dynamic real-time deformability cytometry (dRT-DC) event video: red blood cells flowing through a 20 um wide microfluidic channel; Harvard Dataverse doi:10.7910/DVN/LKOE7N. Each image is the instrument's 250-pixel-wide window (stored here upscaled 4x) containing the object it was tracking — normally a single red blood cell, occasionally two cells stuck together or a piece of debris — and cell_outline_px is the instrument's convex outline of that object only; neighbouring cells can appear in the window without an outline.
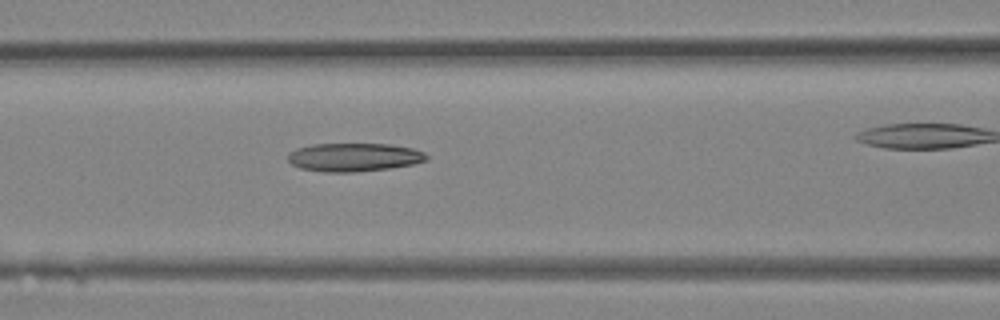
{"species": "Egyptian fruit bat (a non-hibernating species)", "species_latin": "Rousettus aegyptiacus", "temperature_condition": "room temperature", "stored_images_in_passage": 16, "camera_frame_rate_fps": 3000, "um_per_image_px": 0.085, "animal": {"sex": "female"}, "frame": {"image": 1, "passage_image": 7, "time_ms": 2.0, "image_size_px": [1000, 320], "cell_outline_px": [[428, 160], [412, 164], [388, 168], [352, 172], [324, 172], [300, 168], [292, 164], [288, 160], [288, 152], [296, 148], [312, 144], [388, 144], [412, 148], [424, 152], [428, 156]], "centroid_in_image_um": [30.06, 13.36], "position_along_channel_um": 136.5, "area_um2": 22.89}}
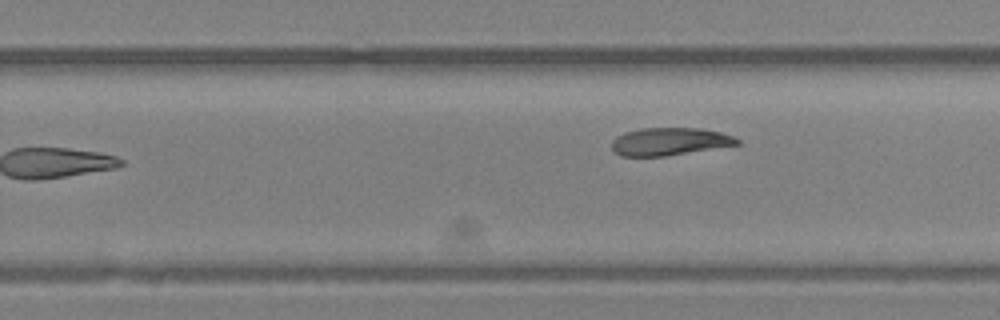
{"frame": {"image": 2, "passage_image": 16, "time_ms": 5.0, "image_size_px": [1000, 320], "cell_outline_px": [[740, 144], [664, 156], [620, 156], [612, 148], [612, 140], [616, 136], [624, 132], [640, 128], [700, 128], [720, 132], [732, 136], [740, 140]], "centroid_in_image_um": [56.88, 12.02], "position_along_channel_um": 272.9, "area_um2": 20.11}}